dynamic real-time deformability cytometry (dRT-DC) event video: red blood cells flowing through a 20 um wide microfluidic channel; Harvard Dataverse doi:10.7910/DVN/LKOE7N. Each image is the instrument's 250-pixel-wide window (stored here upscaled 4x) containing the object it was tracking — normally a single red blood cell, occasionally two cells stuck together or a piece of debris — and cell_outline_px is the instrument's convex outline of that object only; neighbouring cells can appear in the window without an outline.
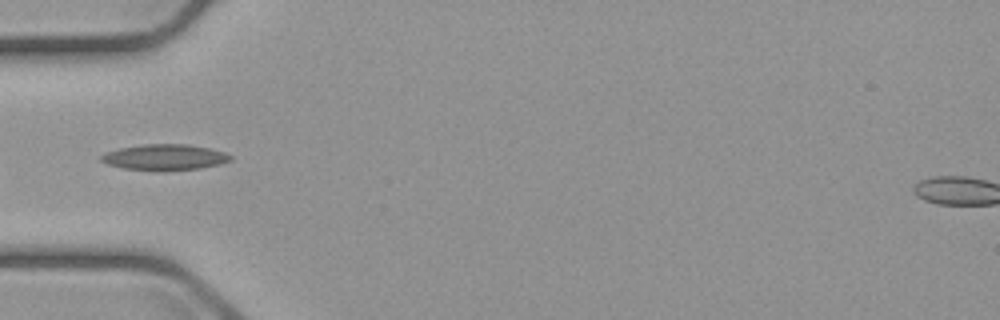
{"species": "common noctule bat (a hibernating species)", "species_latin": "Nyctalus noctula", "temperature_condition": "cold", "stored_images_in_passage": 6, "camera_frame_rate_fps": 3000, "um_per_image_px": 0.085, "animal": {"sex": "male", "body_mass_g": 23.1, "forearm_length_mm": 52.7}, "frame": {"image": 1, "passage_image": 5, "time_ms": 4.667, "image_size_px": [1000, 320], "cell_outline_px": [[232, 160], [220, 164], [200, 168], [164, 172], [124, 168], [108, 164], [100, 160], [100, 156], [104, 152], [120, 148], [144, 144], [188, 144], [208, 148], [224, 152], [232, 156]], "centroid_in_image_um": [13.99, 13.37], "position_along_channel_um": 71.0, "area_um2": 19.71}}
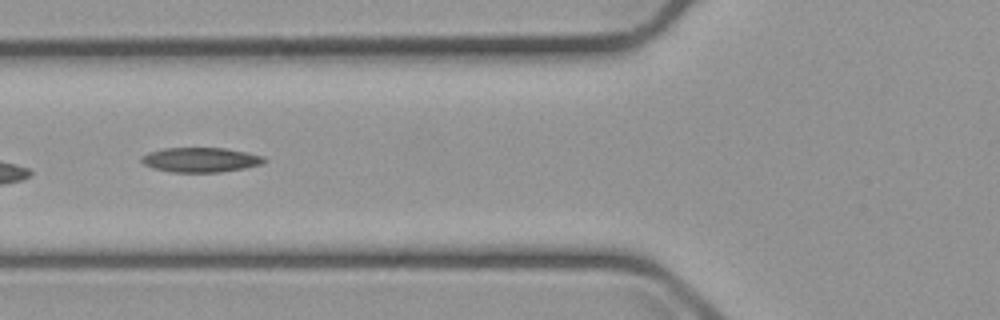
{"frame": {"image": 2, "passage_image": 6, "time_ms": 5.667, "image_size_px": [1000, 320], "cell_outline_px": [[268, 160], [264, 164], [244, 168], [220, 172], [172, 172], [152, 168], [144, 164], [140, 160], [140, 156], [148, 152], [164, 148], [224, 148], [264, 156]], "centroid_in_image_um": [17.04, 13.58], "position_along_channel_um": 108.8, "area_um2": 17.74}}